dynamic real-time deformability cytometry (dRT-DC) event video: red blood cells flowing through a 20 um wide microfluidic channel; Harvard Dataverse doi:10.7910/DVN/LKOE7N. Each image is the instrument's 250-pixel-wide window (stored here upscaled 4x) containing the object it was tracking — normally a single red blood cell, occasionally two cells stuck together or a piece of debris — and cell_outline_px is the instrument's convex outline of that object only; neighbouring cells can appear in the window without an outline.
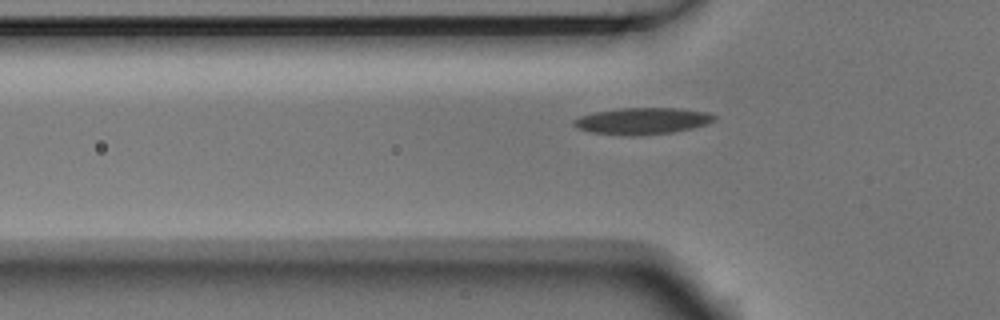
{"species": "Egyptian fruit bat (a non-hibernating species)", "species_latin": "Rousettus aegyptiacus", "temperature_condition": "room temperature", "stored_images_in_passage": 6, "segment_of_instrument_passage": [2, 2], "camera_frame_rate_fps": 3000, "um_per_image_px": 0.085, "animal": {"sex": "male"}, "frame": {"image": 1, "passage_image": 6, "time_ms": 1.667, "image_size_px": [1000, 320], "cell_outline_px": [[716, 120], [708, 124], [692, 128], [672, 132], [636, 136], [624, 136], [592, 132], [576, 128], [572, 124], [572, 120], [580, 116], [596, 112], [620, 108], [680, 108], [708, 112], [716, 116]], "centroid_in_image_um": [54.61, 10.28], "position_along_channel_um": 71.2, "area_um2": 21.96}}